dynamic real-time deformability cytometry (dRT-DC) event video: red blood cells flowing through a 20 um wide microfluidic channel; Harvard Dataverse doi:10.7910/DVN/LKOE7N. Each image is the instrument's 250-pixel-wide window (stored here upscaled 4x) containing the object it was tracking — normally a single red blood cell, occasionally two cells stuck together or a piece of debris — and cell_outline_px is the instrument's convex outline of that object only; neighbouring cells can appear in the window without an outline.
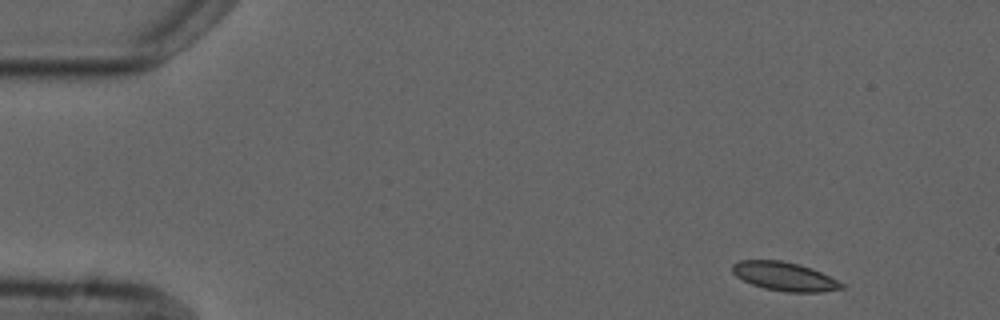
{"species": "common noctule bat (a hibernating species)", "species_latin": "Nyctalus noctula", "temperature_condition": "cold", "stored_images_in_passage": 4, "camera_frame_rate_fps": 3000, "um_per_image_px": 0.085, "animal": {"sex": "male", "forearm_length_mm": 52.5}, "frame": {"image": 1, "passage_image": 1, "time_ms": 0.0, "image_size_px": [1000, 320], "cell_outline_px": [[844, 288], [820, 292], [788, 292], [764, 288], [752, 284], [736, 276], [732, 272], [732, 264], [740, 260], [780, 260], [800, 264], [812, 268], [844, 284]], "centroid_in_image_um": [66.66, 23.49], "position_along_channel_um": 18.3, "area_um2": 18.15}}
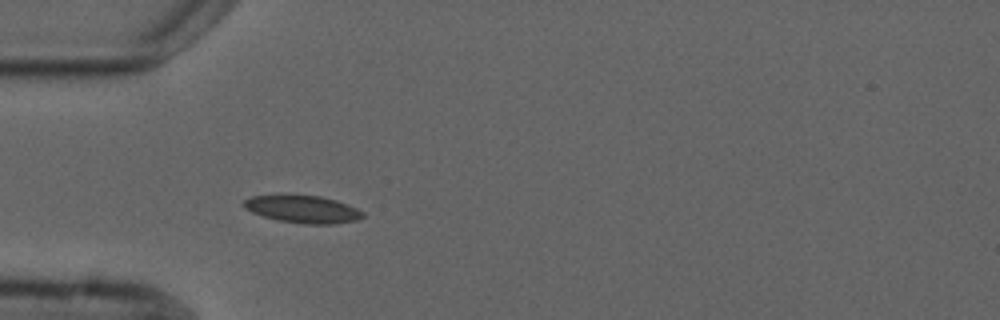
{"frame": {"image": 2, "passage_image": 4, "time_ms": 3.667, "image_size_px": [1000, 320], "cell_outline_px": [[364, 216], [356, 220], [332, 224], [304, 224], [276, 220], [252, 212], [244, 208], [244, 200], [252, 196], [320, 196], [336, 200], [348, 204], [364, 212]], "centroid_in_image_um": [25.76, 17.8], "position_along_channel_um": 59.2, "area_um2": 18.73}}